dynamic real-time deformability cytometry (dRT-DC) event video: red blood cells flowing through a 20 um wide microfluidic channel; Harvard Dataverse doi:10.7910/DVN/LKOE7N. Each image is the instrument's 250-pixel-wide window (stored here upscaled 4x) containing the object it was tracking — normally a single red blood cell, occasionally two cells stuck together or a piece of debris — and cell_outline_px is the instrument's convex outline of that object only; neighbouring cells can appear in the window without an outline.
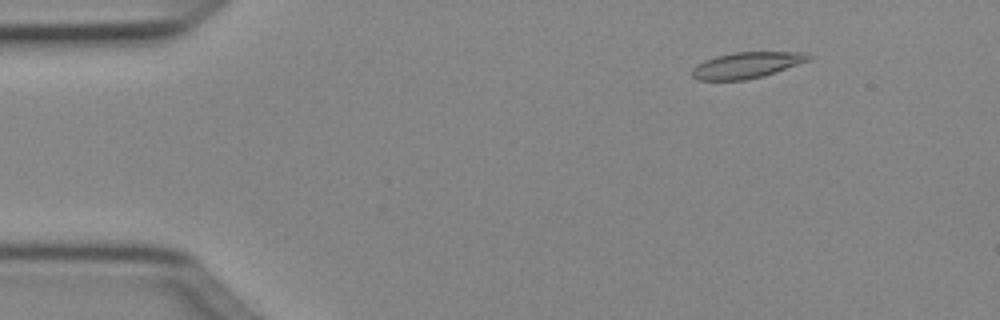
{"species": "Egyptian fruit bat (a non-hibernating species)", "species_latin": "Rousettus aegyptiacus", "temperature_condition": "cold", "stored_images_in_passage": 4, "camera_frame_rate_fps": 3000, "um_per_image_px": 0.085, "animal": {"sex": "female"}, "frame": {"image": 1, "passage_image": 2, "time_ms": 0.333, "image_size_px": [1000, 320], "cell_outline_px": [[812, 60], [764, 76], [744, 80], [700, 80], [692, 76], [692, 68], [696, 64], [704, 60], [716, 56], [732, 52], [808, 52], [812, 56]], "centroid_in_image_um": [63.51, 5.53], "position_along_channel_um": 21.5, "area_um2": 17.92}}